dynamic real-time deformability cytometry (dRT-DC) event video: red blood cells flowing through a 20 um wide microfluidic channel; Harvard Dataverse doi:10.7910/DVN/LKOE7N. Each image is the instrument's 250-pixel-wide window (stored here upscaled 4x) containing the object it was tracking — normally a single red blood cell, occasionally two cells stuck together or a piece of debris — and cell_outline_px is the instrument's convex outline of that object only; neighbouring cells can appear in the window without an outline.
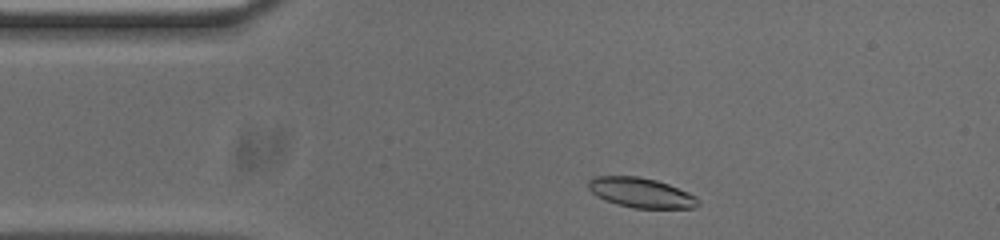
{"species": "common noctule bat (a hibernating species)", "species_latin": "Nyctalus noctula", "temperature_condition": "cold", "stored_images_in_passage": 38, "camera_frame_rate_fps": 3000, "um_per_image_px": 0.085, "animal": {"sex": "male", "body_mass_g": 20.0, "forearm_length_mm": 53.3}, "frame": {"image": 1, "passage_image": 1, "time_ms": 0.0, "image_size_px": [1000, 240], "cell_outline_px": [[700, 204], [692, 208], [632, 208], [616, 204], [604, 200], [596, 196], [588, 188], [588, 180], [592, 176], [636, 176], [656, 180], [668, 184], [688, 192], [696, 196], [700, 200]], "centroid_in_image_um": [54.46, 16.38], "position_along_channel_um": 30.5, "area_um2": 19.25}}
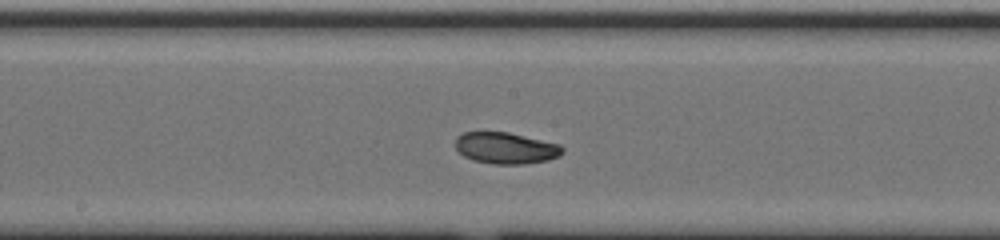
{"frame": {"image": 2, "passage_image": 18, "time_ms": 5.667, "image_size_px": [1000, 240], "cell_outline_px": [[564, 152], [560, 156], [548, 160], [524, 164], [492, 164], [472, 160], [464, 156], [456, 148], [456, 136], [464, 132], [508, 132], [560, 144], [564, 148]], "centroid_in_image_um": [43.01, 12.59], "position_along_channel_um": 205.2, "area_um2": 19.71}}
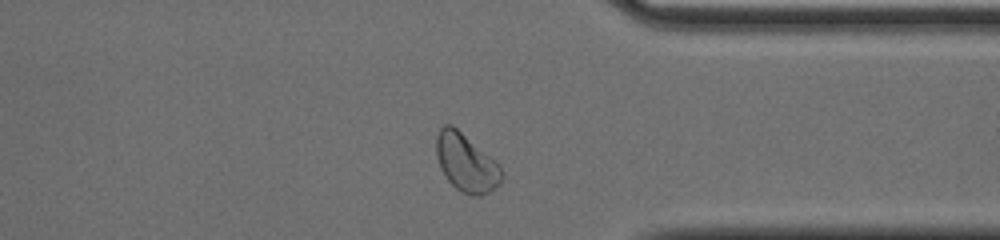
{"frame": {"image": 3, "passage_image": 32, "time_ms": 10.333, "image_size_px": [1000, 240], "cell_outline_px": [[504, 172], [500, 184], [488, 192], [480, 196], [472, 196], [460, 192], [448, 180], [440, 168], [436, 156], [436, 136], [440, 128], [444, 124], [452, 124], [496, 160], [500, 164]], "centroid_in_image_um": [39.64, 13.83], "position_along_channel_um": 371.8, "area_um2": 22.37}, "authors_computed_cell_mechanics": {"area_um2": 20.0566, "velocity_mm_per_s": 3.7272, "shape_relaxation_time_tau1_ms": 3.7292, "shape_relaxation_time_tau2_ms": 4.0226, "deformation_change_tau1": 0.1272, "deformation_change_tau2": 0.0714}}